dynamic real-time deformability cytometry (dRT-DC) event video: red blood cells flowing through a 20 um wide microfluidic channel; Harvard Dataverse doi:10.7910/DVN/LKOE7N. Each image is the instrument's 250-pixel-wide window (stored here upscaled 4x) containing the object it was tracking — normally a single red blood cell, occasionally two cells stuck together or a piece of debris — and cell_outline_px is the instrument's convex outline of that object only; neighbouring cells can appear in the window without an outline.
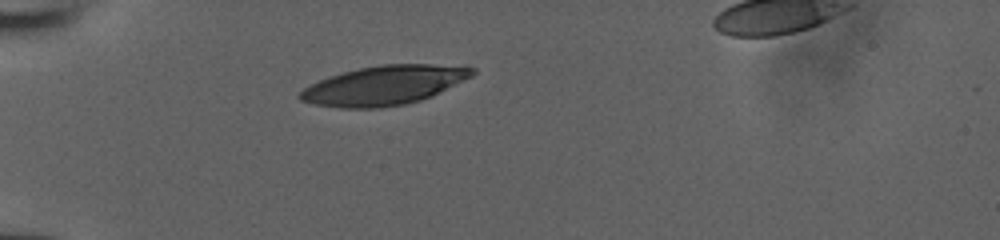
{"species": "human", "species_latin": "Homo sapiens", "temperature_condition": "room temperature", "stored_images_in_passage": 29, "camera_frame_rate_fps": 3000, "um_per_image_px": 0.085, "donor": {"sex": "male"}, "frame": {"image": 1, "passage_image": 1, "time_ms": 0.0, "image_size_px": [1000, 240], "cell_outline_px": [[476, 72], [472, 76], [432, 96], [420, 100], [404, 104], [376, 108], [340, 108], [316, 104], [300, 100], [296, 96], [304, 88], [328, 76], [360, 68], [380, 64], [432, 64], [476, 68]], "centroid_in_image_um": [32.64, 7.25], "position_along_channel_um": 52.4, "area_um2": 39.07}}
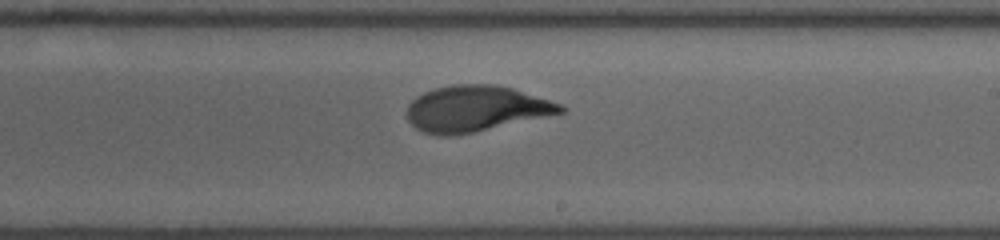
{"frame": {"image": 2, "passage_image": 17, "time_ms": 5.333, "image_size_px": [1000, 240], "cell_outline_px": [[564, 112], [472, 132], [448, 136], [440, 136], [424, 132], [416, 128], [408, 120], [408, 104], [416, 96], [424, 92], [436, 88], [452, 84], [496, 84], [512, 88], [560, 104], [564, 108]], "centroid_in_image_um": [40.38, 9.22], "position_along_channel_um": 248.6, "area_um2": 40.4}}
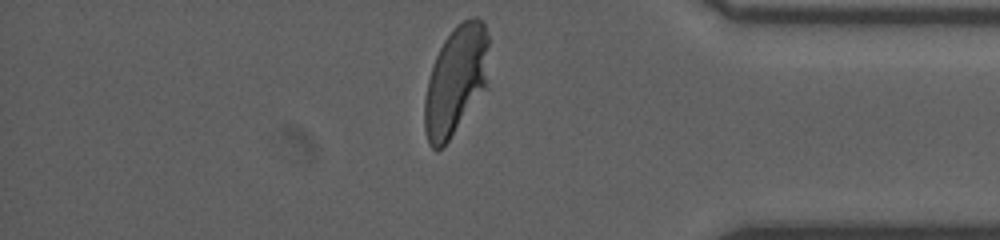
{"frame": {"image": 3, "passage_image": 29, "time_ms": 9.333, "image_size_px": [1000, 240], "cell_outline_px": [[488, 88], [444, 148], [436, 152], [428, 144], [424, 128], [424, 100], [428, 80], [432, 64], [444, 40], [456, 24], [472, 16], [476, 16], [484, 20], [488, 36]], "centroid_in_image_um": [38.76, 6.88], "position_along_channel_um": 396.4, "area_um2": 42.08}}